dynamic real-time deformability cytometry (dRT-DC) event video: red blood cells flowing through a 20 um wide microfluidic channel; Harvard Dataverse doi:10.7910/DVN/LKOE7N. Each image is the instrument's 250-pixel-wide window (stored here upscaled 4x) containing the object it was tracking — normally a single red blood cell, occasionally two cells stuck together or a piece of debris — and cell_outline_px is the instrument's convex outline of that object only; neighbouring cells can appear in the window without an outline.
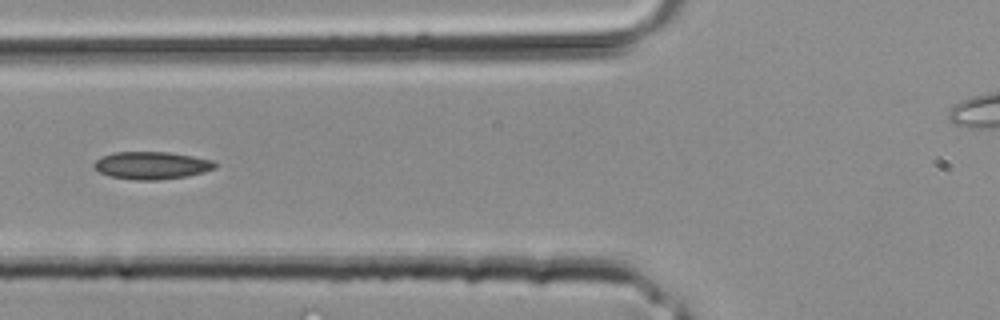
{"species": "common noctule bat (a hibernating species)", "species_latin": "Nyctalus noctula", "temperature_condition": "room temperature", "stored_images_in_passage": 3, "camera_frame_rate_fps": 3000, "um_per_image_px": 0.085, "animal": {"sex": "male", "body_mass_g": 20.4}, "frame": {"image": 1, "passage_image": 3, "time_ms": 0.667, "image_size_px": [1000, 320], "cell_outline_px": [[216, 168], [204, 172], [188, 176], [160, 180], [136, 180], [108, 176], [100, 172], [92, 164], [96, 160], [104, 156], [116, 152], [168, 152], [216, 160]], "centroid_in_image_um": [12.94, 14.06], "position_along_channel_um": 112.9, "area_um2": 19.48}}